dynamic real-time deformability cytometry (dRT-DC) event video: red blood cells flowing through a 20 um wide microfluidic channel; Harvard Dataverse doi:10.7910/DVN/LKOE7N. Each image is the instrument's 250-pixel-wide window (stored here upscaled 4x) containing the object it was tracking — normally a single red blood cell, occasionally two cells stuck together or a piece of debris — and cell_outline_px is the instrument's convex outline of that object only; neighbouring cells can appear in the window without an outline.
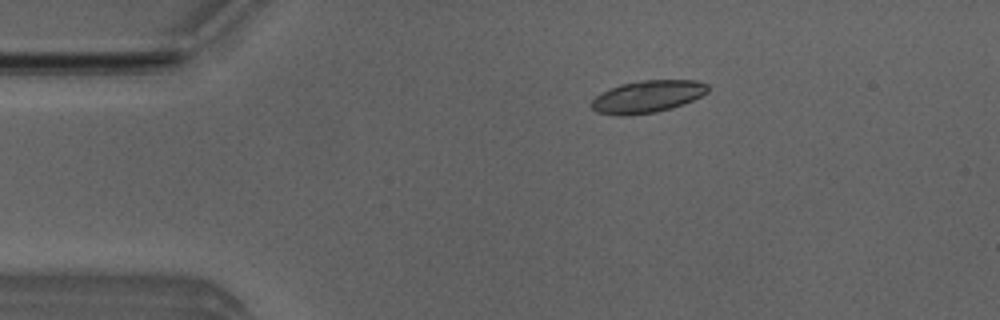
{"species": "Egyptian fruit bat (a non-hibernating species)", "species_latin": "Rousettus aegyptiacus", "temperature_condition": "room temperature", "stored_images_in_passage": 51, "camera_frame_rate_fps": 3000, "um_per_image_px": 0.085, "animal": {"sex": "male"}, "frame": {"image": 1, "passage_image": 8, "time_ms": 2.333, "image_size_px": [1000, 320], "cell_outline_px": [[708, 92], [684, 104], [672, 108], [656, 112], [624, 116], [620, 116], [596, 112], [588, 104], [600, 92], [620, 84], [644, 80], [696, 80], [708, 84]], "centroid_in_image_um": [55.0, 8.21], "position_along_channel_um": 30.0, "area_um2": 22.02}}
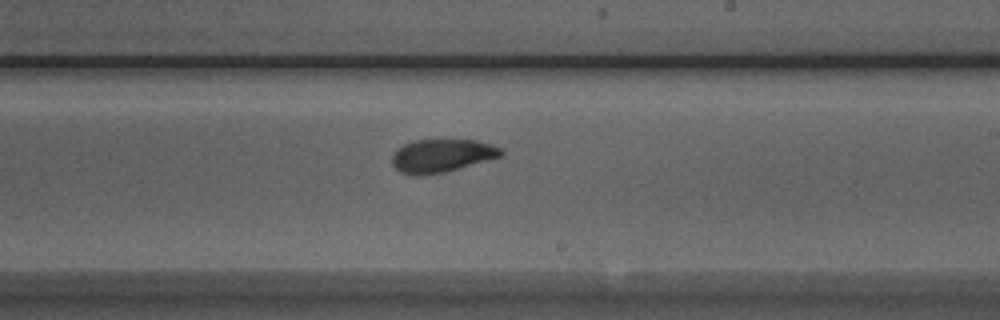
{"frame": {"image": 2, "passage_image": 29, "time_ms": 9.333, "image_size_px": [1000, 320], "cell_outline_px": [[504, 156], [444, 172], [420, 176], [408, 176], [400, 172], [392, 164], [392, 156], [396, 148], [412, 140], [476, 140], [492, 144], [500, 148], [504, 152]], "centroid_in_image_um": [37.53, 13.24], "position_along_channel_um": 251.5, "area_um2": 21.33}}
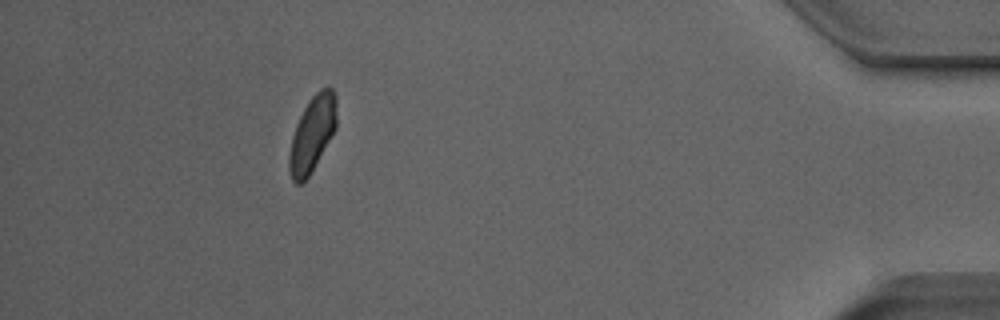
{"frame": {"image": 3, "passage_image": 46, "time_ms": 15.0, "image_size_px": [1000, 320], "cell_outline_px": [[336, 128], [308, 176], [300, 184], [296, 184], [292, 180], [288, 168], [288, 156], [292, 136], [296, 124], [308, 100], [320, 88], [332, 88], [336, 96]], "centroid_in_image_um": [26.52, 11.36], "position_along_channel_um": 408.7, "area_um2": 20.63}}